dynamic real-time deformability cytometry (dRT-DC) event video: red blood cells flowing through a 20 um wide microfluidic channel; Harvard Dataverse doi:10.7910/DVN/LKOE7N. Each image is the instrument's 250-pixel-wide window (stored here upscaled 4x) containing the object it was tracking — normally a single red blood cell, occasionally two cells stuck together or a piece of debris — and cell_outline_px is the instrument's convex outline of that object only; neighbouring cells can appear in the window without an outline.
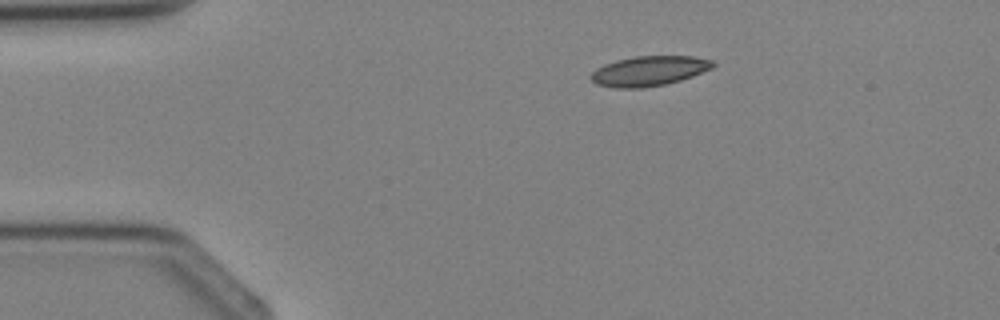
{"species": "Egyptian fruit bat (a non-hibernating species)", "species_latin": "Rousettus aegyptiacus", "temperature_condition": "cold", "stored_images_in_passage": 2, "camera_frame_rate_fps": 3000, "um_per_image_px": 0.085, "animal": {"sex": "female"}, "frame": {"image": 1, "passage_image": 2, "time_ms": 1.0, "image_size_px": [1000, 320], "cell_outline_px": [[716, 64], [712, 68], [692, 76], [680, 80], [664, 84], [640, 88], [616, 88], [596, 84], [588, 76], [596, 68], [604, 64], [616, 60], [636, 56], [692, 56], [712, 60]], "centroid_in_image_um": [55.14, 6.03], "position_along_channel_um": 29.9, "area_um2": 21.21}}